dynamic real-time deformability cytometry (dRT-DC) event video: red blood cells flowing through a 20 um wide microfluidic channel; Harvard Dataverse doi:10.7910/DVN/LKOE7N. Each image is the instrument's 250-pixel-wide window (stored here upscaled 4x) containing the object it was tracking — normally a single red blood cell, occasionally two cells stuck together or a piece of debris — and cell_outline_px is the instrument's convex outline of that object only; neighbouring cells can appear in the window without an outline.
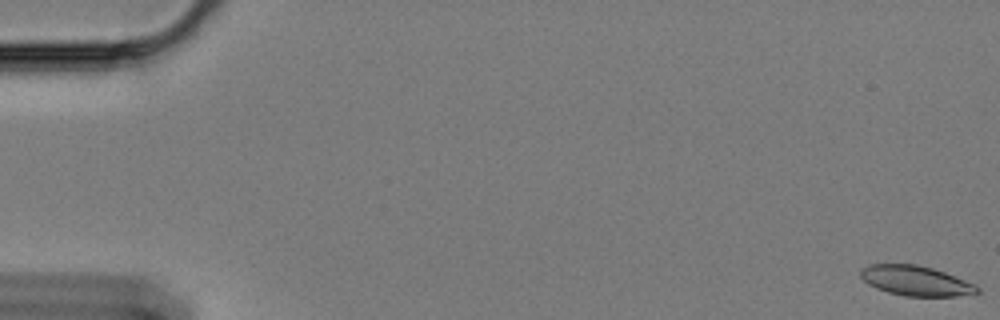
{"species": "Egyptian fruit bat (a non-hibernating species)", "species_latin": "Rousettus aegyptiacus", "temperature_condition": "cold", "stored_images_in_passage": 9, "camera_frame_rate_fps": 3000, "um_per_image_px": 0.085, "animal": {"sex": "female"}, "frame": {"image": 1, "passage_image": 1, "time_ms": 0.0, "image_size_px": [1000, 320], "cell_outline_px": [[980, 292], [972, 296], [904, 296], [888, 292], [876, 288], [868, 284], [860, 276], [860, 268], [868, 264], [916, 264], [932, 268], [944, 272], [976, 284], [980, 288]], "centroid_in_image_um": [77.88, 23.87], "position_along_channel_um": 7.1, "area_um2": 20.63}}